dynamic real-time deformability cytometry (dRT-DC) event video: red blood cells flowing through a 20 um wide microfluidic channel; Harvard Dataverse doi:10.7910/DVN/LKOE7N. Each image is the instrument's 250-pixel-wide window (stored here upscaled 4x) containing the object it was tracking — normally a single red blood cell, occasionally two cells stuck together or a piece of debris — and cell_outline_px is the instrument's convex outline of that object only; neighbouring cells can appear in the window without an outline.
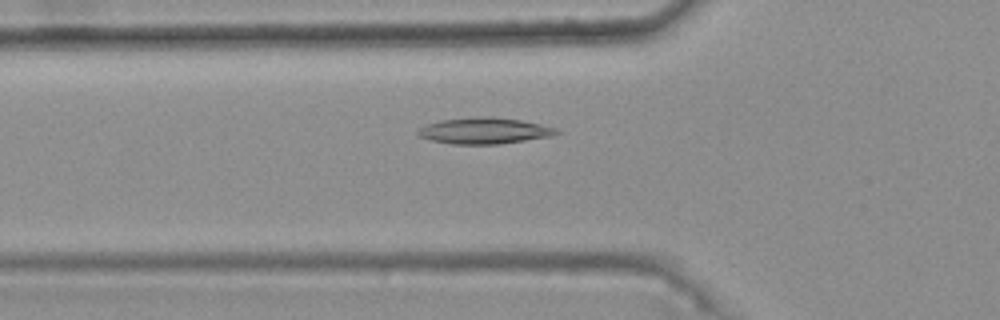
{"species": "common noctule bat (a hibernating species)", "species_latin": "Nyctalus noctula", "temperature_condition": "warm", "stored_images_in_passage": 49, "camera_frame_rate_fps": 3000, "um_per_image_px": 0.085, "animal": {"sex": "female", "body_mass_g": 25.1}, "frame": {"image": 1, "passage_image": 18, "time_ms": 5.667, "image_size_px": [1000, 320], "cell_outline_px": [[560, 132], [552, 136], [500, 144], [452, 144], [432, 140], [420, 136], [416, 132], [424, 124], [440, 120], [480, 116], [488, 116], [520, 120], [540, 124], [556, 128]], "centroid_in_image_um": [41.15, 11.11], "position_along_channel_um": 84.6, "area_um2": 21.1}}
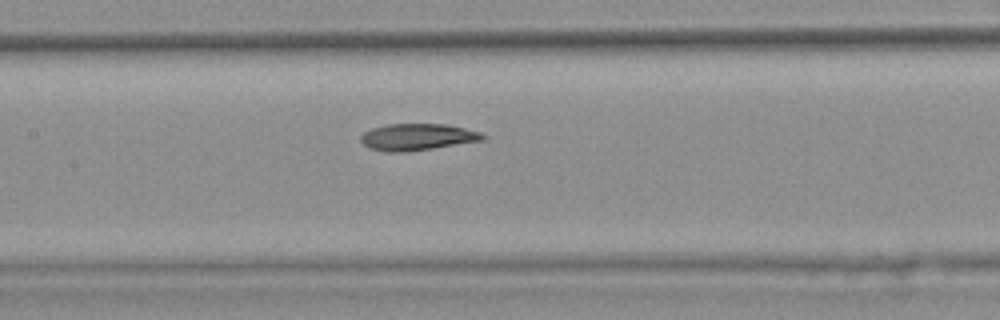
{"frame": {"image": 2, "passage_image": 25, "time_ms": 8.0, "image_size_px": [1000, 320], "cell_outline_px": [[488, 136], [484, 140], [408, 152], [388, 152], [368, 148], [360, 140], [360, 136], [364, 132], [372, 128], [388, 124], [444, 124], [464, 128], [480, 132]], "centroid_in_image_um": [35.47, 11.65], "position_along_channel_um": 171.9, "area_um2": 19.02}}
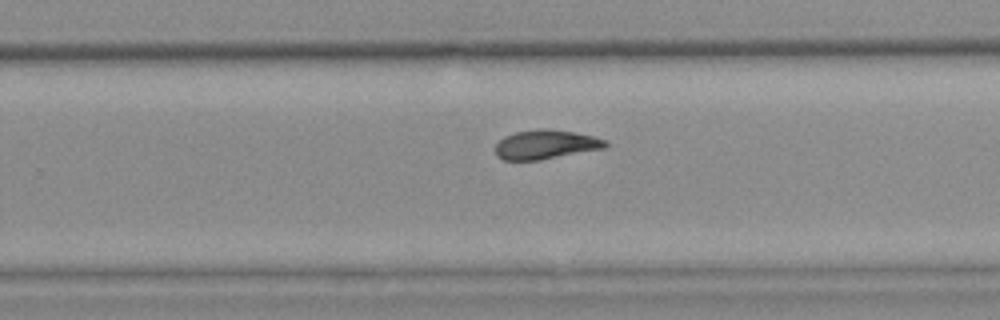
{"frame": {"image": 3, "passage_image": 34, "time_ms": 11.0, "image_size_px": [1000, 320], "cell_outline_px": [[608, 144], [604, 148], [540, 160], [504, 160], [496, 156], [496, 144], [504, 136], [516, 132], [536, 128], [548, 128], [576, 132], [608, 140]], "centroid_in_image_um": [46.38, 12.27], "position_along_channel_um": 283.4, "area_um2": 18.84}, "authors_computed_cell_mechanics": {"area_um2": 19.2474, "velocity_mm_per_s": 3.7296, "shape_relaxation_time_tau1_ms": 8.1221, "shape_relaxation_time_tau2_ms": 4.5307, "deformation_change_tau1": 0.203, "deformation_change_tau2": 0.1163}}